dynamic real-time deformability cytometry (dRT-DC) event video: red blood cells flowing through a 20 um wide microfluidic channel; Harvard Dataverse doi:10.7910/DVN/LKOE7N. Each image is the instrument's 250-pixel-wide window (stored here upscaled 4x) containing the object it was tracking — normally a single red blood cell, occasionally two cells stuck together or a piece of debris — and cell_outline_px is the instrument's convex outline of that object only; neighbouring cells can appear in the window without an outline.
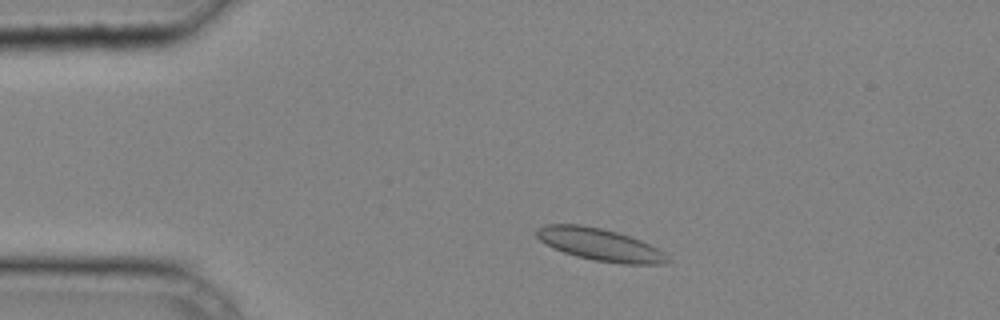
{"species": "common noctule bat (a hibernating species)", "species_latin": "Nyctalus noctula", "temperature_condition": "cold", "stored_images_in_passage": 38, "camera_frame_rate_fps": 3000, "um_per_image_px": 0.085, "animal": {"sex": "male", "body_mass_g": 20.4}, "frame": {"image": 1, "passage_image": 5, "time_ms": 1.333, "image_size_px": [1000, 320], "cell_outline_px": [[672, 260], [668, 264], [620, 264], [592, 260], [576, 256], [564, 252], [540, 240], [536, 236], [536, 228], [544, 224], [580, 224], [600, 228], [616, 232], [640, 240], [664, 252]], "centroid_in_image_um": [51.02, 20.8], "position_along_channel_um": 34.0, "area_um2": 24.57}}
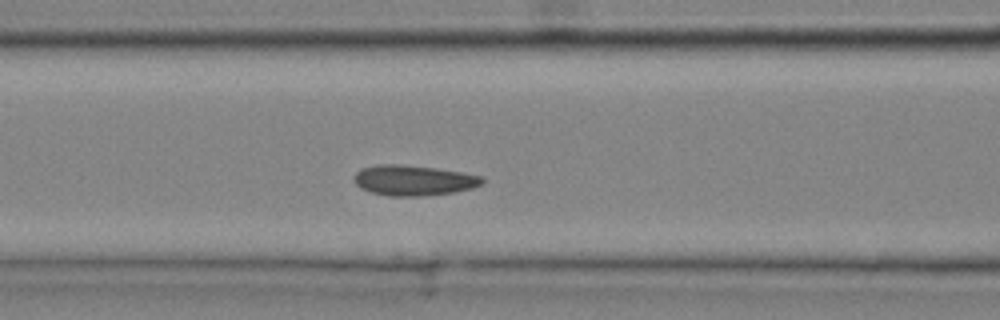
{"frame": {"image": 2, "passage_image": 14, "time_ms": 4.333, "image_size_px": [1000, 320], "cell_outline_px": [[484, 184], [472, 188], [456, 192], [420, 196], [388, 196], [372, 192], [360, 188], [352, 180], [352, 176], [360, 168], [376, 164], [396, 164], [436, 168], [484, 176]], "centroid_in_image_um": [35.13, 15.32], "position_along_channel_um": 131.5, "area_um2": 22.95}}
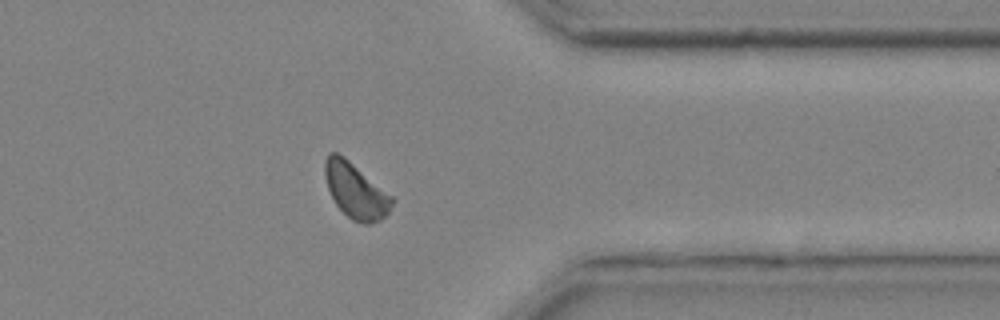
{"frame": {"image": 3, "passage_image": 31, "time_ms": 10.0, "image_size_px": [1000, 320], "cell_outline_px": [[396, 200], [388, 212], [380, 220], [372, 224], [364, 224], [352, 220], [336, 204], [328, 188], [324, 172], [324, 160], [328, 152], [336, 152], [344, 156], [392, 196]], "centroid_in_image_um": [30.23, 16.2], "position_along_channel_um": 381.2, "area_um2": 21.5}}